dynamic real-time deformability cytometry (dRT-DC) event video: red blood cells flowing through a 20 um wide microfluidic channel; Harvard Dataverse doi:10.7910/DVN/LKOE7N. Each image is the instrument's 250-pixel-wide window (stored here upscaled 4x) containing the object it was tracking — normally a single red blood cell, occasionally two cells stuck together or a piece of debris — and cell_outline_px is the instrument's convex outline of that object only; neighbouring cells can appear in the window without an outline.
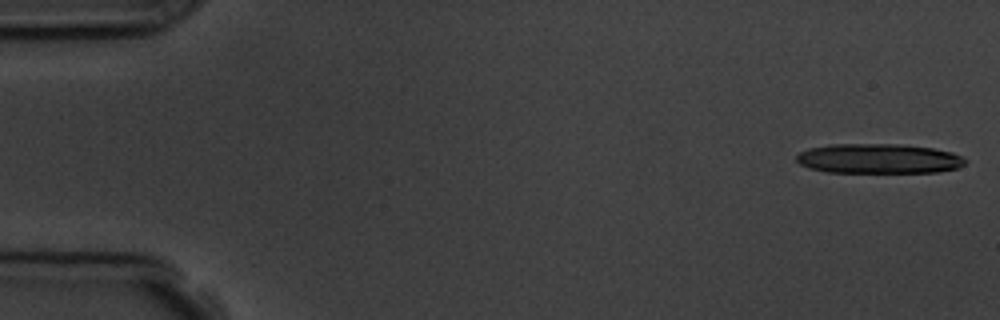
{"species": "common noctule bat (a hibernating species)", "species_latin": "Nyctalus noctula", "temperature_condition": "room temperature", "stored_images_in_passage": 5, "camera_frame_rate_fps": 3000, "um_per_image_px": 0.085, "animal": {"sex": "male", "body_mass_g": 19.5, "forearm_length_mm": 54.6}, "frame": {"image": 1, "passage_image": 1, "time_ms": 0.0, "image_size_px": [1000, 320], "cell_outline_px": [[968, 160], [964, 164], [956, 168], [936, 172], [828, 172], [808, 168], [800, 164], [796, 160], [796, 156], [800, 152], [808, 148], [828, 144], [900, 144], [932, 148], [952, 152], [964, 156]], "centroid_in_image_um": [74.68, 13.48], "position_along_channel_um": 10.3, "area_um2": 29.42}}